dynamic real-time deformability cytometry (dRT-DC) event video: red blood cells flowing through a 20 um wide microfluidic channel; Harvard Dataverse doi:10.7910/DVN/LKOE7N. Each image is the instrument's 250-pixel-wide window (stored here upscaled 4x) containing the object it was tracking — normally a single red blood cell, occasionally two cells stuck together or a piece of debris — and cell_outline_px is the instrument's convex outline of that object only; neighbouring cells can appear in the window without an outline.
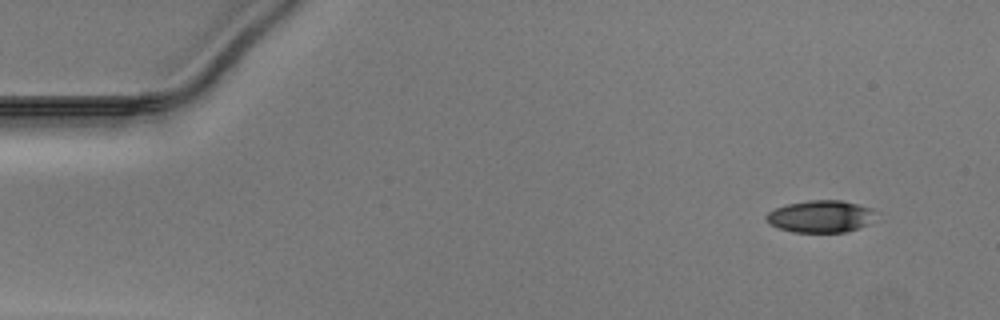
{"species": "Egyptian fruit bat (a non-hibernating species)", "species_latin": "Rousettus aegyptiacus", "temperature_condition": "warm", "stored_images_in_passage": 48, "camera_frame_rate_fps": 3000, "um_per_image_px": 0.085, "animal": {"sex": "male"}, "frame": {"image": 1, "passage_image": 2, "time_ms": 0.333, "image_size_px": [1000, 320], "cell_outline_px": [[880, 212], [868, 224], [844, 232], [792, 232], [768, 224], [764, 216], [768, 212], [784, 204], [808, 200], [840, 200], [872, 208]], "centroid_in_image_um": [69.75, 18.38], "position_along_channel_um": 15.3, "area_um2": 20.69}}
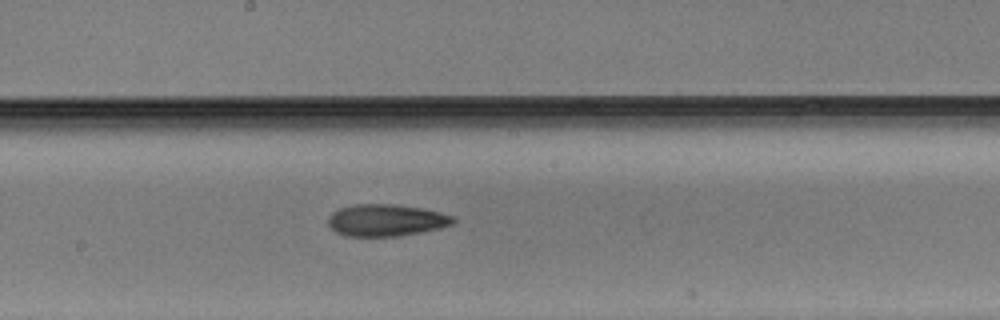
{"frame": {"image": 2, "passage_image": 25, "time_ms": 8.0, "image_size_px": [1000, 320], "cell_outline_px": [[456, 220], [452, 224], [440, 228], [420, 232], [396, 236], [344, 236], [336, 232], [328, 224], [328, 216], [332, 212], [340, 208], [352, 204], [396, 204], [420, 208], [440, 212], [452, 216]], "centroid_in_image_um": [32.79, 18.71], "position_along_channel_um": 215.4, "area_um2": 23.24}}
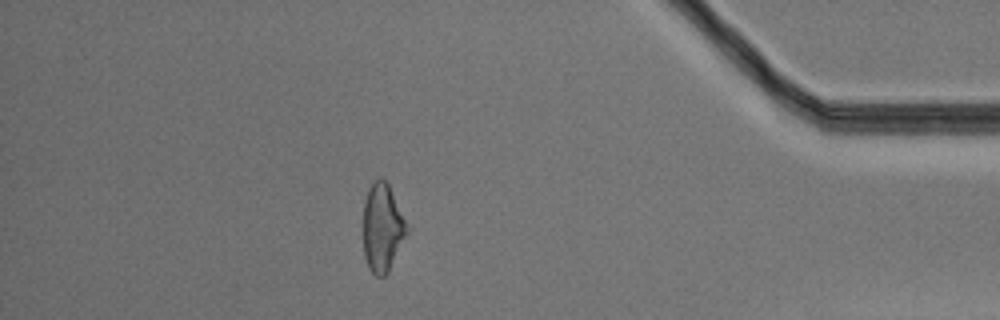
{"frame": {"image": 3, "passage_image": 42, "time_ms": 13.667, "image_size_px": [1000, 320], "cell_outline_px": [[412, 228], [388, 272], [384, 276], [376, 276], [368, 268], [364, 256], [364, 204], [368, 192], [372, 184], [380, 176], [388, 184]], "centroid_in_image_um": [32.57, 19.38], "position_along_channel_um": 402.6, "area_um2": 22.83}}